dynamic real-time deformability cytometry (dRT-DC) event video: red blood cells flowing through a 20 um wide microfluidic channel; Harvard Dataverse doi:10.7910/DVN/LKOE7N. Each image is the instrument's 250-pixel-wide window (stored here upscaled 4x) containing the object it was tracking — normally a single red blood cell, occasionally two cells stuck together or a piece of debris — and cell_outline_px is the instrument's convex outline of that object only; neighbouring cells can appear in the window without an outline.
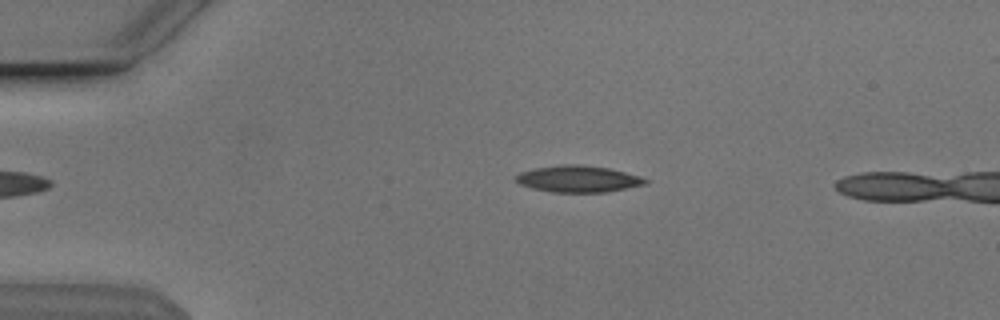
{"species": "Egyptian fruit bat (a non-hibernating species)", "species_latin": "Rousettus aegyptiacus", "temperature_condition": "cold", "stored_images_in_passage": 41, "camera_frame_rate_fps": 3000, "um_per_image_px": 0.085, "animal": {"sex": "male"}, "frame": {"image": 1, "passage_image": 2, "time_ms": 0.333, "image_size_px": [1000, 320], "cell_outline_px": [[648, 180], [644, 184], [604, 192], [552, 192], [532, 188], [520, 184], [516, 180], [516, 176], [520, 172], [536, 168], [564, 164], [580, 164], [608, 168], [640, 176]], "centroid_in_image_um": [49.11, 15.2], "position_along_channel_um": 35.9, "area_um2": 19.71}}
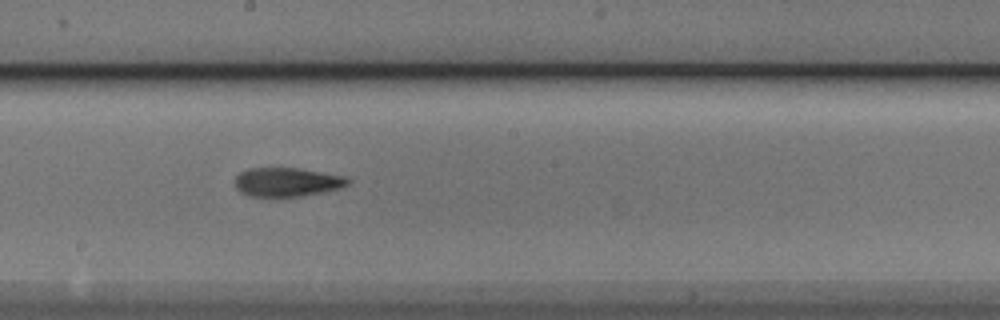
{"frame": {"image": 2, "passage_image": 20, "time_ms": 6.333, "image_size_px": [1000, 320], "cell_outline_px": [[352, 180], [344, 188], [300, 196], [248, 196], [240, 192], [236, 188], [236, 176], [240, 172], [248, 168], [300, 168], [348, 176]], "centroid_in_image_um": [24.46, 15.46], "position_along_channel_um": 223.7, "area_um2": 19.25}}
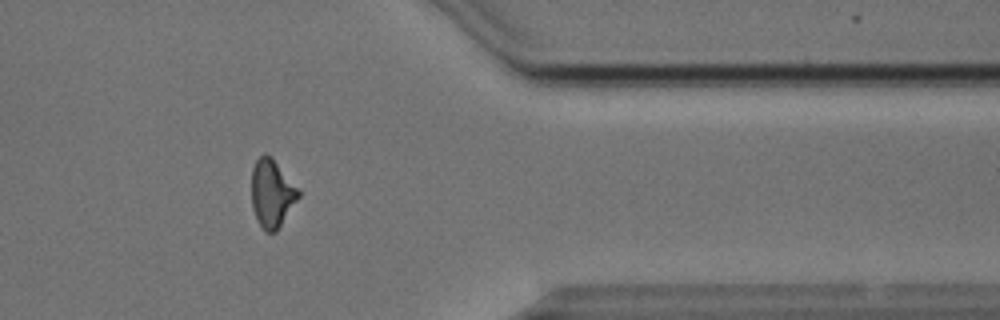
{"frame": {"image": 3, "passage_image": 34, "time_ms": 11.0, "image_size_px": [1000, 320], "cell_outline_px": [[300, 196], [276, 232], [264, 232], [252, 208], [252, 168], [256, 160], [264, 152], [272, 156], [300, 192]], "centroid_in_image_um": [23.1, 16.42], "position_along_channel_um": 388.3, "area_um2": 18.44}}